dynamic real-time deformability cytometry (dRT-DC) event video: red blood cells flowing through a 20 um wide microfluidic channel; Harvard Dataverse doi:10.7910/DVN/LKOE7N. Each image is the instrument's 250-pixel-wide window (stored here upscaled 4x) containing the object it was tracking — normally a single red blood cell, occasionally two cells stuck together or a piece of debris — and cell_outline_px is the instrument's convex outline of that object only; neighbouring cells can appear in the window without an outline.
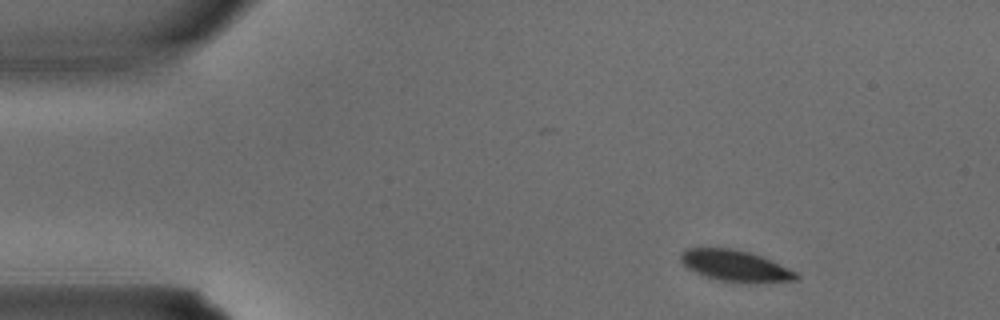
{"species": "common noctule bat (a hibernating species)", "species_latin": "Nyctalus noctula", "temperature_condition": "warm", "stored_images_in_passage": 2, "camera_frame_rate_fps": 3000, "um_per_image_px": 0.085, "animal": {"sex": "male", "body_mass_g": 15.6}, "frame": {"image": 1, "passage_image": 1, "time_ms": 0.0, "image_size_px": [1000, 320], "cell_outline_px": [[800, 276], [796, 280], [748, 284], [724, 280], [704, 276], [688, 268], [680, 260], [680, 256], [688, 248], [732, 248], [748, 252], [760, 256], [788, 268], [796, 272]], "centroid_in_image_um": [62.53, 22.61], "position_along_channel_um": 22.5, "area_um2": 20.75}}